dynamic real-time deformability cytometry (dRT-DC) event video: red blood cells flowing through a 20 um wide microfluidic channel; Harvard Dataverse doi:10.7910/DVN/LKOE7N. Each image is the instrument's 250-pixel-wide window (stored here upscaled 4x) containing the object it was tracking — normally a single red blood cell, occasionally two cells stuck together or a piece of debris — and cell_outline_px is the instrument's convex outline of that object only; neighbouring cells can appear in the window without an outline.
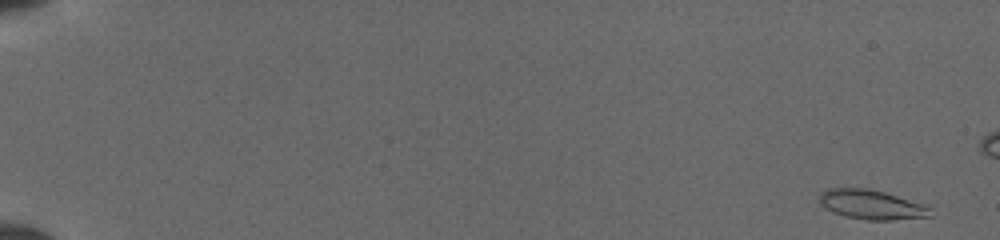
{"species": "common noctule bat (a hibernating species)", "species_latin": "Nyctalus noctula", "temperature_condition": "cold", "stored_images_in_passage": 21, "camera_frame_rate_fps": 3000, "um_per_image_px": 0.085, "animal": {"sex": "female", "body_mass_g": 19.5, "forearm_length_mm": 54.1}, "frame": {"image": 1, "passage_image": 1, "time_ms": 0.0, "image_size_px": [1000, 240], "cell_outline_px": [[932, 216], [892, 220], [868, 220], [844, 216], [832, 212], [820, 204], [820, 192], [828, 188], [868, 188], [884, 192], [932, 208]], "centroid_in_image_um": [74.04, 17.4], "position_along_channel_um": 11.0, "area_um2": 18.9}}
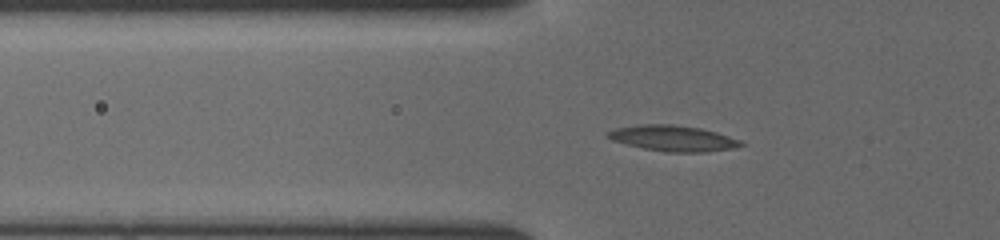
{"frame": {"image": 2, "passage_image": 18, "time_ms": 5.667, "image_size_px": [1000, 240], "cell_outline_px": [[744, 144], [732, 148], [704, 152], [664, 152], [644, 148], [612, 140], [604, 136], [604, 132], [616, 128], [640, 124], [672, 124], [700, 128], [716, 132], [740, 140]], "centroid_in_image_um": [57.15, 11.75], "position_along_channel_um": 68.7, "area_um2": 19.88}}